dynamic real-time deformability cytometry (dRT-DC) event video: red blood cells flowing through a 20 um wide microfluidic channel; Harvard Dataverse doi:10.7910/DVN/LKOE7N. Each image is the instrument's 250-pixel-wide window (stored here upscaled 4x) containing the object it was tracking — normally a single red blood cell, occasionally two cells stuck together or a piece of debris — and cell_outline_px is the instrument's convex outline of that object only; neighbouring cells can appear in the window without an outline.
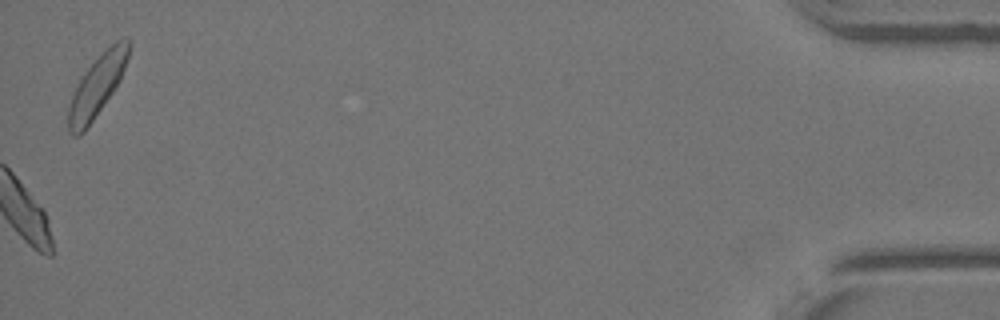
{"species": "Egyptian fruit bat (a non-hibernating species)", "species_latin": "Rousettus aegyptiacus", "temperature_condition": "warm", "stored_images_in_passage": 25, "camera_frame_rate_fps": 3000, "um_per_image_px": 0.085, "animal": {"sex": "female"}, "frame": {"image": 1, "passage_image": 25, "time_ms": 8.0, "image_size_px": [1000, 320], "cell_outline_px": [[132, 44], [120, 80], [112, 92], [84, 132], [80, 136], [72, 136], [68, 132], [68, 108], [72, 96], [84, 72], [100, 52], [104, 48], [116, 40], [124, 36], [128, 36], [132, 40]], "centroid_in_image_um": [8.28, 7.22], "position_along_channel_um": 426.9, "area_um2": 21.62}}